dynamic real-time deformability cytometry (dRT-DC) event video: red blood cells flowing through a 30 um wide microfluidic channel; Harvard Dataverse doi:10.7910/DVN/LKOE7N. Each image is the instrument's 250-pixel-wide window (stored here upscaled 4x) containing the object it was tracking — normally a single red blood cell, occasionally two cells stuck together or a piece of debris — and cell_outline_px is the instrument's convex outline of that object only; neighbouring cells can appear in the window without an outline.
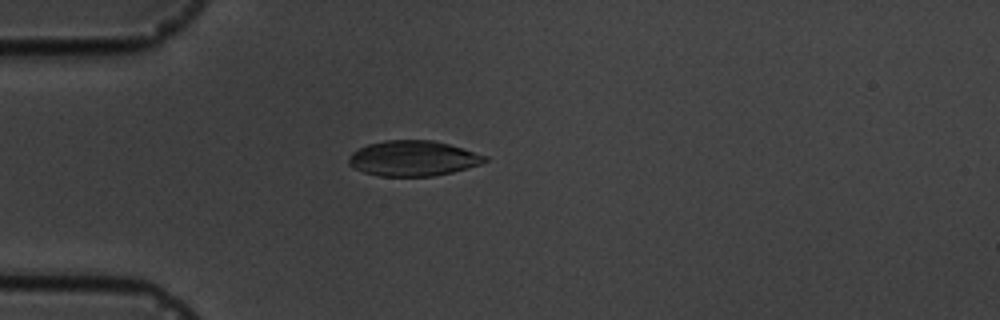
{"species": "common noctule bat (a hibernating species)", "species_latin": "Nyctalus noctula", "temperature_condition": "cold", "stored_images_in_passage": 5, "camera_frame_rate_fps": 3000, "um_per_image_px": 0.085, "animal": {"sex": "male", "body_mass_g": 19.5, "forearm_length_mm": 54.6}, "frame": {"image": 1, "passage_image": 5, "time_ms": 4.333, "image_size_px": [1000, 320], "cell_outline_px": [[488, 160], [480, 164], [468, 168], [452, 172], [432, 176], [380, 176], [364, 172], [352, 168], [348, 164], [348, 156], [352, 152], [368, 144], [384, 140], [432, 140], [448, 144], [488, 156]], "centroid_in_image_um": [35.09, 13.46], "position_along_channel_um": 49.9, "area_um2": 28.03}}